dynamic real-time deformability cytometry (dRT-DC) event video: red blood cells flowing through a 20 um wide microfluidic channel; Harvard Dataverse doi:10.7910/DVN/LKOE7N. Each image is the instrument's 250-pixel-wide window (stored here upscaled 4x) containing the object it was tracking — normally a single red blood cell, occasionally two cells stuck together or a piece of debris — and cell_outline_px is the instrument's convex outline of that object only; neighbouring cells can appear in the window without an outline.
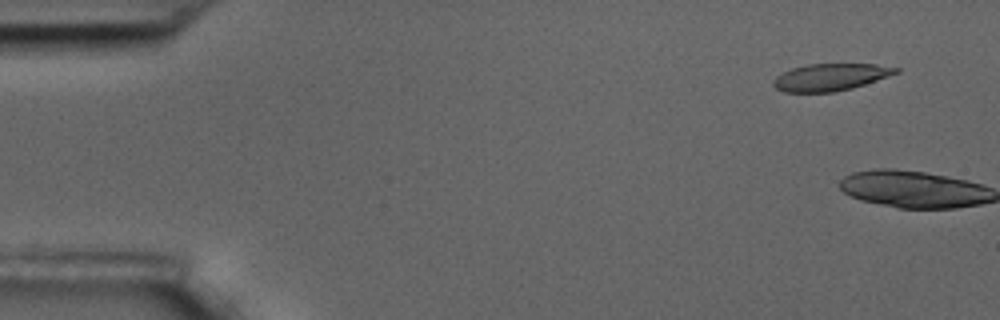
{"species": "common noctule bat (a hibernating species)", "species_latin": "Nyctalus noctula", "temperature_condition": "room temperature", "stored_images_in_passage": 5, "camera_frame_rate_fps": 3000, "um_per_image_px": 0.085, "animal": {"sex": "male", "body_mass_g": 17.5, "forearm_length_mm": 52.3}, "frame": {"image": 1, "passage_image": 4, "time_ms": 1.0, "image_size_px": [1000, 320], "cell_outline_px": [[900, 72], [852, 88], [832, 92], [784, 92], [776, 88], [772, 84], [772, 80], [776, 76], [792, 68], [808, 64], [876, 64], [900, 68]], "centroid_in_image_um": [70.57, 6.55], "position_along_channel_um": 14.4, "area_um2": 19.25}}